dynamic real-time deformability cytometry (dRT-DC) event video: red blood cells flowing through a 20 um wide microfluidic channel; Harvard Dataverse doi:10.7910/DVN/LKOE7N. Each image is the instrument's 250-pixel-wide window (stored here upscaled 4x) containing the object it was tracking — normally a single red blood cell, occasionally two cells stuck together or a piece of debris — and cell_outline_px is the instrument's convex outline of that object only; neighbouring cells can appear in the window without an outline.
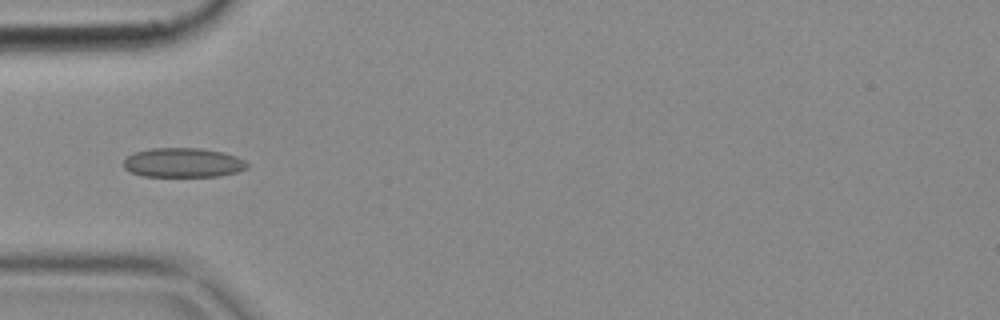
{"species": "common noctule bat (a hibernating species)", "species_latin": "Nyctalus noctula", "temperature_condition": "cold", "stored_images_in_passage": 4, "camera_frame_rate_fps": 3000, "um_per_image_px": 0.085, "animal": {"sex": "female", "body_mass_g": 18.4}, "frame": {"image": 1, "passage_image": 4, "time_ms": 1.0, "image_size_px": [1000, 320], "cell_outline_px": [[248, 168], [236, 172], [220, 176], [144, 176], [132, 172], [124, 168], [124, 160], [128, 156], [136, 152], [152, 148], [200, 148], [224, 152], [236, 156], [244, 160], [248, 164]], "centroid_in_image_um": [15.59, 13.82], "position_along_channel_um": 69.4, "area_um2": 21.1}}